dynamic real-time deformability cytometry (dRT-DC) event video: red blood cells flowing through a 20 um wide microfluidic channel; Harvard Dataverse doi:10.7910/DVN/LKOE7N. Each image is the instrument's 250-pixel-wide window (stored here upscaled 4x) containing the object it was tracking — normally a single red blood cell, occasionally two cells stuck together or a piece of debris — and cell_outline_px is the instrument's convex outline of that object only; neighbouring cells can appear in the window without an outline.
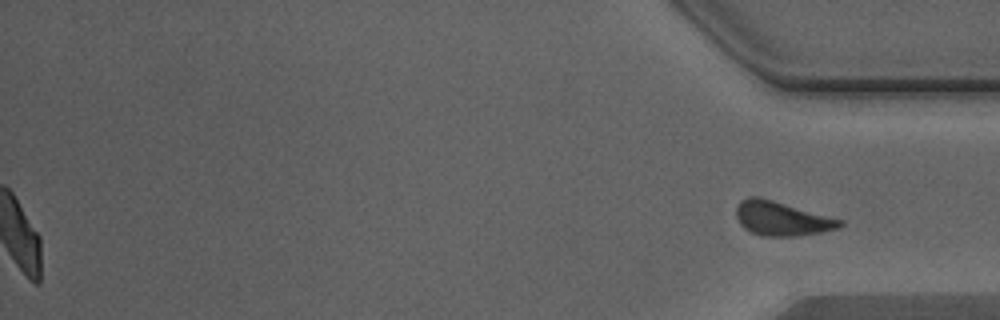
{"species": "Egyptian fruit bat (a non-hibernating species)", "species_latin": "Rousettus aegyptiacus", "temperature_condition": "warm", "stored_images_in_passage": 40, "segment_of_instrument_passage": [2, 2], "camera_frame_rate_fps": 3000, "um_per_image_px": 0.085, "animal": {"sex": "male"}, "frame": {"image": 1, "passage_image": 40, "time_ms": 13.0, "image_size_px": [1000, 320], "cell_outline_px": [[844, 224], [840, 228], [820, 232], [796, 236], [760, 236], [744, 228], [740, 224], [736, 216], [736, 208], [740, 200], [748, 196], [756, 196], [772, 200], [844, 220]], "centroid_in_image_um": [66.44, 18.58], "position_along_channel_um": 368.8, "area_um2": 20.63}}